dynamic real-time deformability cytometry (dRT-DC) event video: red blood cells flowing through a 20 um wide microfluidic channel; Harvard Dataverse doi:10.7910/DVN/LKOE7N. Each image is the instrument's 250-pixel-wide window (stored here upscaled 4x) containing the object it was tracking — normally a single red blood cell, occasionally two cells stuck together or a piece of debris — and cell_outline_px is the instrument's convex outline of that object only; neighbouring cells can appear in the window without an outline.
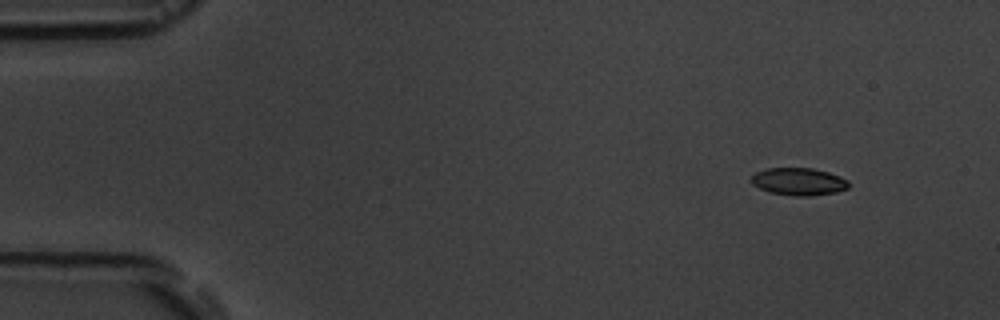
{"species": "common noctule bat (a hibernating species)", "species_latin": "Nyctalus noctula", "temperature_condition": "room temperature", "stored_images_in_passage": 5, "camera_frame_rate_fps": 3000, "um_per_image_px": 0.085, "animal": {"sex": "male", "body_mass_g": 19.5, "forearm_length_mm": 54.6}, "frame": {"image": 1, "passage_image": 1, "time_ms": 0.0, "image_size_px": [1000, 320], "cell_outline_px": [[848, 188], [836, 192], [808, 196], [796, 196], [768, 192], [752, 184], [752, 176], [756, 172], [768, 168], [812, 168], [828, 172], [840, 176], [848, 180]], "centroid_in_image_um": [67.89, 15.43], "position_along_channel_um": 17.1, "area_um2": 15.49}}
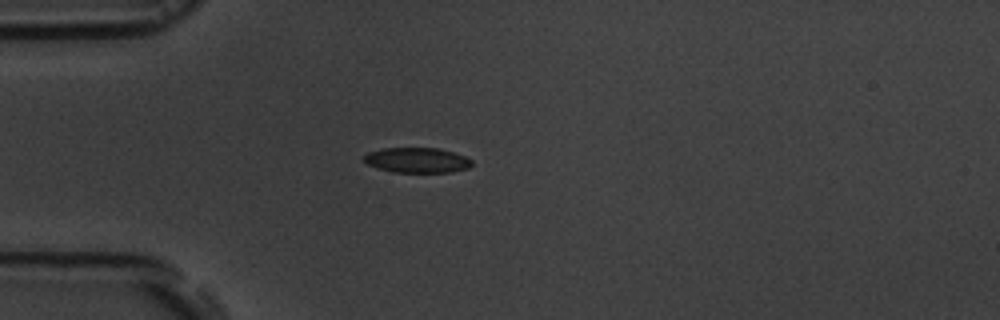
{"frame": {"image": 2, "passage_image": 4, "time_ms": 3.333, "image_size_px": [1000, 320], "cell_outline_px": [[472, 164], [468, 168], [452, 172], [392, 172], [376, 168], [368, 164], [364, 160], [364, 156], [368, 152], [384, 148], [440, 148], [464, 156], [472, 160]], "centroid_in_image_um": [35.45, 13.62], "position_along_channel_um": 49.6, "area_um2": 15.78}}